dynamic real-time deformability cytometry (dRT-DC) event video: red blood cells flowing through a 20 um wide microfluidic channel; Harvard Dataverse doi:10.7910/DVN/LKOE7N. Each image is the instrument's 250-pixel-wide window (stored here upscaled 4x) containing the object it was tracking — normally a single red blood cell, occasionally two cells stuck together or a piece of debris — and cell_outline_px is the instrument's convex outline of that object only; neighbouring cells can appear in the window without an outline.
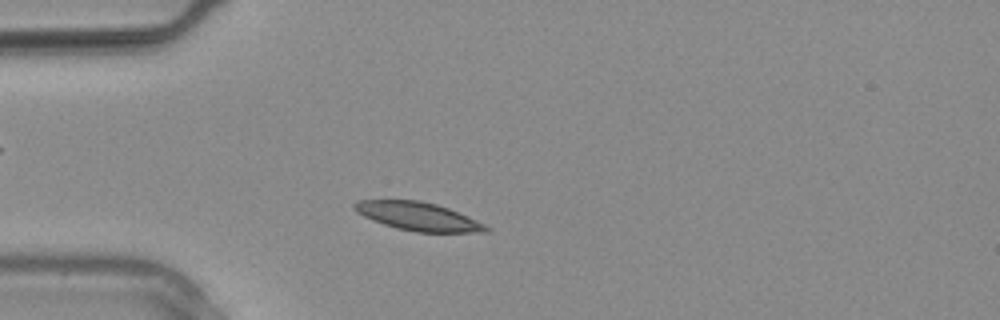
{"species": "common noctule bat (a hibernating species)", "species_latin": "Nyctalus noctula", "temperature_condition": "warm", "stored_images_in_passage": 12, "camera_frame_rate_fps": 3000, "um_per_image_px": 0.085, "animal": {"sex": "male", "body_mass_g": 20.4}, "frame": {"image": 1, "passage_image": 4, "time_ms": 1.0, "image_size_px": [1000, 320], "cell_outline_px": [[492, 228], [488, 232], [416, 232], [396, 228], [384, 224], [364, 216], [356, 212], [352, 208], [352, 204], [356, 200], [420, 200], [436, 204], [448, 208], [468, 216]], "centroid_in_image_um": [35.53, 18.39], "position_along_channel_um": 49.5, "area_um2": 21.73}}